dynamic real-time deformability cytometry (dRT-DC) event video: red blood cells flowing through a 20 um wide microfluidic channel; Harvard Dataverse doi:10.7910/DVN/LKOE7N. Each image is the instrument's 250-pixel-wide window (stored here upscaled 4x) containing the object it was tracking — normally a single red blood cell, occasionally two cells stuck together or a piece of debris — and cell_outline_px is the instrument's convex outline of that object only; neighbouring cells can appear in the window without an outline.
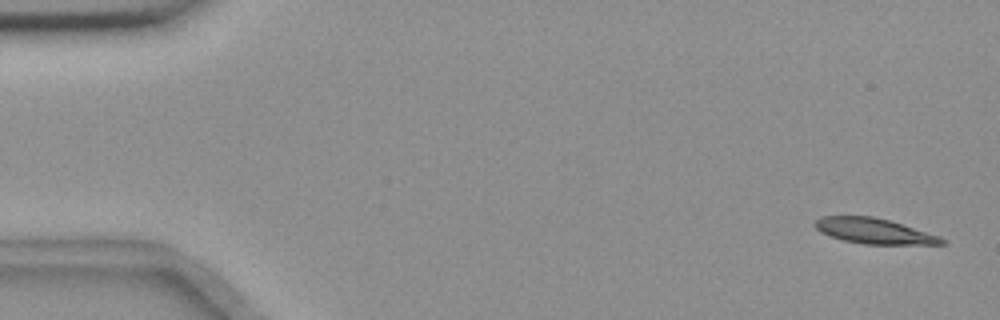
{"species": "common noctule bat (a hibernating species)", "species_latin": "Nyctalus noctula", "temperature_condition": "room temperature", "stored_images_in_passage": 4, "camera_frame_rate_fps": 3000, "um_per_image_px": 0.085, "animal": {"sex": "female", "body_mass_g": 18.4}, "frame": {"image": 1, "passage_image": 1, "time_ms": 0.0, "image_size_px": [1000, 320], "cell_outline_px": [[944, 244], [864, 244], [844, 240], [820, 232], [812, 224], [820, 216], [876, 216], [940, 236], [944, 240]], "centroid_in_image_um": [74.26, 19.62], "position_along_channel_um": 10.7, "area_um2": 18.61}}
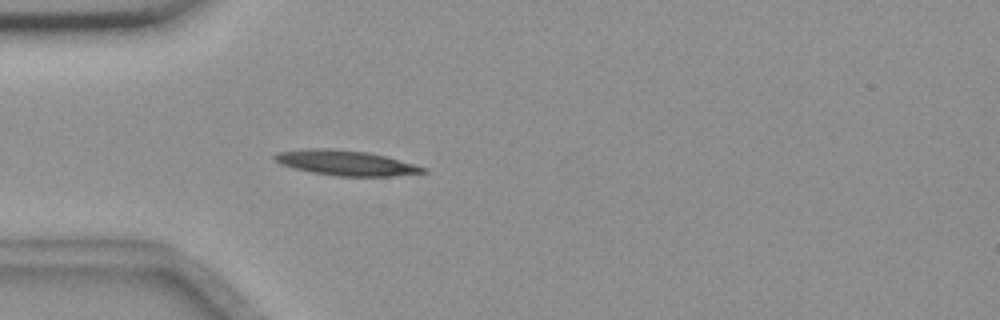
{"frame": {"image": 2, "passage_image": 4, "time_ms": 4.667, "image_size_px": [1000, 320], "cell_outline_px": [[428, 172], [392, 176], [336, 176], [312, 172], [280, 164], [272, 160], [272, 156], [276, 152], [304, 148], [328, 148], [368, 152], [416, 164], [428, 168]], "centroid_in_image_um": [29.37, 13.84], "position_along_channel_um": 55.6, "area_um2": 21.85}}